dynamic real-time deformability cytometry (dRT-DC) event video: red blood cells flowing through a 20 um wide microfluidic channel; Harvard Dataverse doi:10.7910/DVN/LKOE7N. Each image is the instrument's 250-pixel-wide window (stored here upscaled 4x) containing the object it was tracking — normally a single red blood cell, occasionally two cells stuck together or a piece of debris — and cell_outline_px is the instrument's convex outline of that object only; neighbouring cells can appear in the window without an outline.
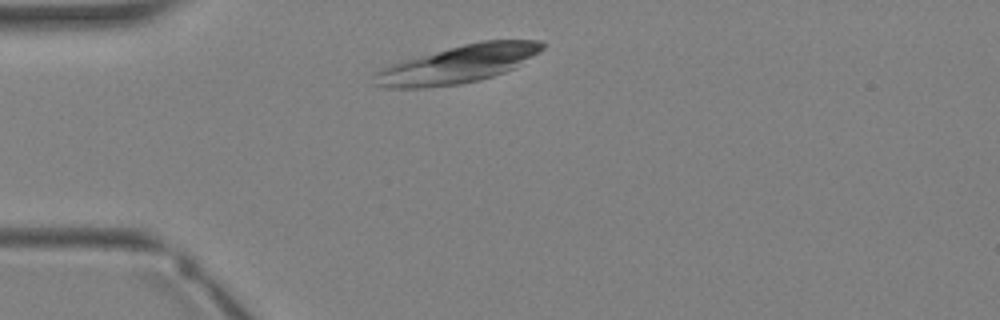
{"species": "Egyptian fruit bat (a non-hibernating species)", "species_latin": "Rousettus aegyptiacus", "temperature_condition": "warm", "stored_images_in_passage": 1, "camera_frame_rate_fps": 3000, "um_per_image_px": 0.085, "animal": {"sex": "female"}, "frame": {"image": 1, "passage_image": 1, "time_ms": 0.0, "image_size_px": [1000, 320], "cell_outline_px": [[544, 48], [540, 52], [516, 68], [480, 80], [460, 84], [424, 88], [388, 88], [372, 84], [372, 72], [392, 64], [404, 60], [448, 48], [480, 40], [540, 40], [544, 44]], "centroid_in_image_um": [38.92, 5.47], "position_along_channel_um": 46.1, "area_um2": 37.05}}